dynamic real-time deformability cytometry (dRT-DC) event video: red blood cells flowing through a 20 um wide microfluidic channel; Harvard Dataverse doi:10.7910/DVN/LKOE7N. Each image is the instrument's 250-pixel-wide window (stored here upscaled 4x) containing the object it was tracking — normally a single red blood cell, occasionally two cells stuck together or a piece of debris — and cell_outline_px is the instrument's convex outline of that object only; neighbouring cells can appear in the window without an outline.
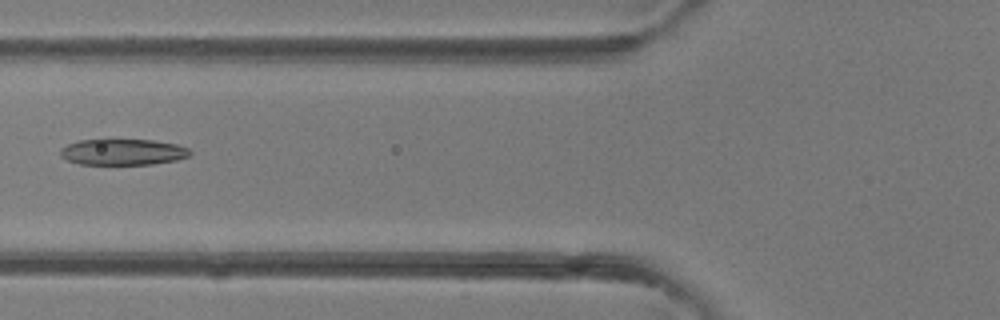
{"species": "common noctule bat (a hibernating species)", "species_latin": "Nyctalus noctula", "temperature_condition": "room temperature", "stored_images_in_passage": 4, "camera_frame_rate_fps": 3000, "um_per_image_px": 0.085, "animal": {"sex": "female"}, "frame": {"image": 1, "passage_image": 4, "time_ms": 4.333, "image_size_px": [1000, 320], "cell_outline_px": [[192, 152], [188, 156], [176, 160], [152, 164], [80, 164], [68, 160], [60, 156], [60, 148], [68, 144], [80, 140], [104, 136], [156, 140], [176, 144], [188, 148]], "centroid_in_image_um": [10.4, 12.86], "position_along_channel_um": 115.4, "area_um2": 20.69}}